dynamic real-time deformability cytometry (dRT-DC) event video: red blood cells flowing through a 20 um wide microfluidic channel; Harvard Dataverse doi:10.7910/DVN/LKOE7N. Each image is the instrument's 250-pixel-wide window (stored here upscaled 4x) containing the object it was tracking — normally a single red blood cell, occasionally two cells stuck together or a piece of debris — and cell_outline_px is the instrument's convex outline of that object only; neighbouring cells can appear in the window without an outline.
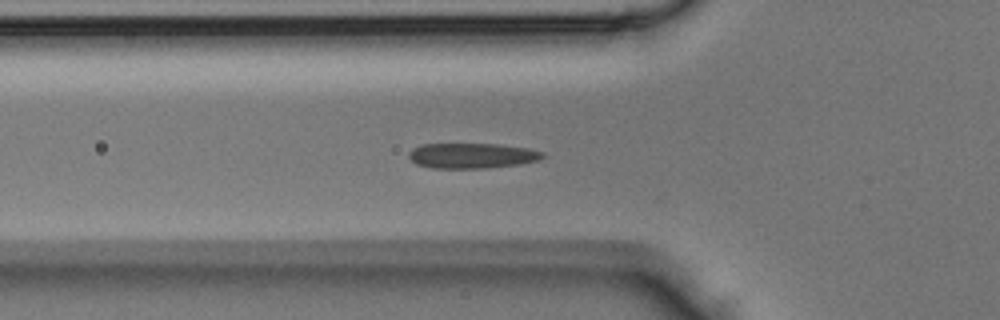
{"species": "Egyptian fruit bat (a non-hibernating species)", "species_latin": "Rousettus aegyptiacus", "temperature_condition": "room temperature", "stored_images_in_passage": 8, "camera_frame_rate_fps": 3000, "um_per_image_px": 0.085, "animal": {"sex": "male"}, "frame": {"image": 1, "passage_image": 5, "time_ms": 1.333, "image_size_px": [1000, 320], "cell_outline_px": [[544, 156], [540, 160], [520, 164], [484, 168], [432, 168], [416, 164], [408, 156], [408, 152], [412, 148], [420, 144], [500, 144], [528, 148], [544, 152]], "centroid_in_image_um": [40.11, 13.23], "position_along_channel_um": 85.7, "area_um2": 19.83}}
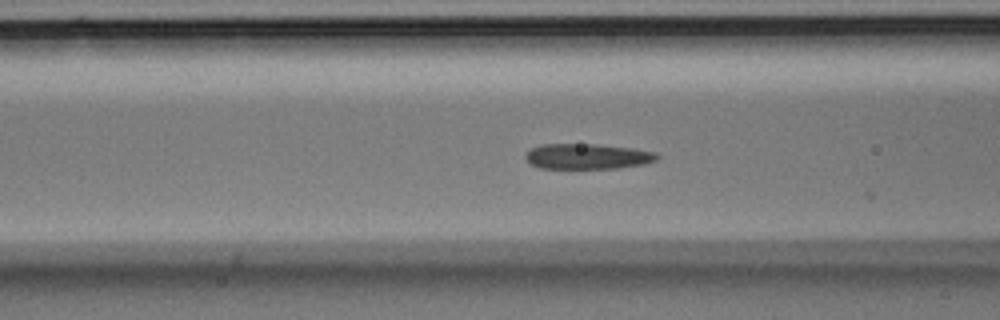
{"frame": {"image": 2, "passage_image": 7, "time_ms": 2.0, "image_size_px": [1000, 320], "cell_outline_px": [[660, 156], [656, 160], [644, 164], [620, 168], [540, 168], [532, 164], [524, 156], [532, 148], [540, 144], [596, 144], [632, 148], [656, 152]], "centroid_in_image_um": [49.97, 13.29], "position_along_channel_um": 116.6, "area_um2": 19.42}}